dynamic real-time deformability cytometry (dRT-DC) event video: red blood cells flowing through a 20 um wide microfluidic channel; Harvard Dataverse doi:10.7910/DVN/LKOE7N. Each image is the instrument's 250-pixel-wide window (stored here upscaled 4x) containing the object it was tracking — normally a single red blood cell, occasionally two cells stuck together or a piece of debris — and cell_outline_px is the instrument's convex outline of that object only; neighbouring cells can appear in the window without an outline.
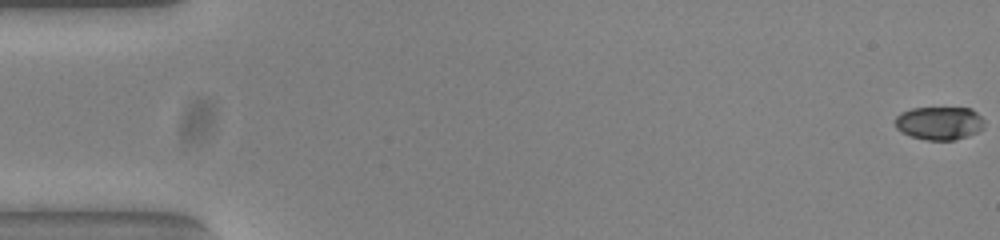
{"species": "common noctule bat (a hibernating species)", "species_latin": "Nyctalus noctula", "temperature_condition": "warm", "stored_images_in_passage": 51, "camera_frame_rate_fps": 3000, "um_per_image_px": 0.085, "animal": {"sex": "female", "body_mass_g": 23.0, "forearm_length_mm": 53.4}, "frame": {"image": 1, "passage_image": 1, "time_ms": 0.0, "image_size_px": [1000, 240], "cell_outline_px": [[984, 128], [968, 136], [952, 140], [924, 140], [912, 136], [896, 128], [896, 116], [900, 112], [912, 108], [972, 108], [984, 120]], "centroid_in_image_um": [79.86, 10.46], "position_along_channel_um": 5.1, "area_um2": 17.22}}
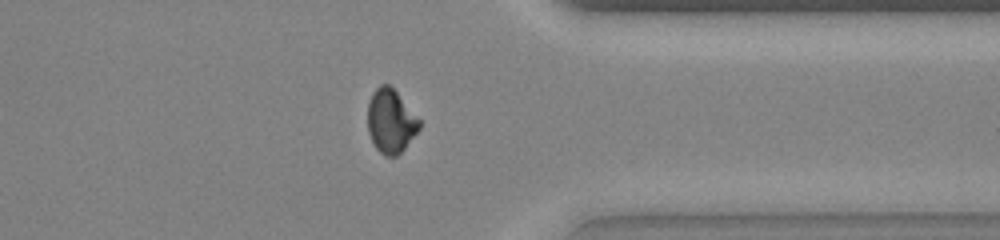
{"frame": {"image": 2, "passage_image": 43, "time_ms": 14.0, "image_size_px": [1000, 240], "cell_outline_px": [[420, 128], [404, 148], [396, 156], [388, 156], [380, 152], [376, 148], [368, 132], [368, 100], [372, 92], [380, 84], [388, 84], [396, 92], [420, 120]], "centroid_in_image_um": [33.19, 10.28], "position_along_channel_um": 378.2, "area_um2": 18.9}}
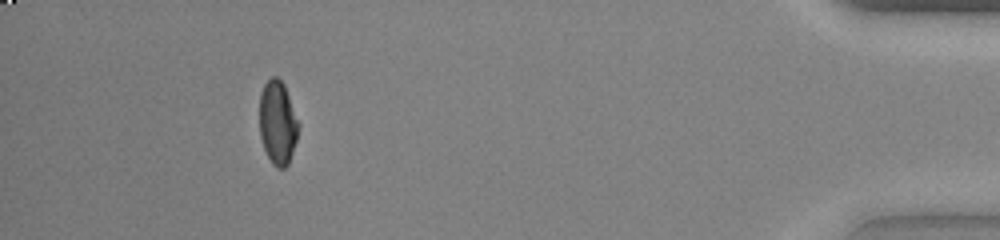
{"frame": {"image": 3, "passage_image": 50, "time_ms": 16.333, "image_size_px": [1000, 240], "cell_outline_px": [[300, 124], [296, 140], [288, 164], [284, 168], [276, 168], [272, 164], [264, 148], [260, 136], [260, 92], [264, 84], [272, 76], [276, 76], [284, 84]], "centroid_in_image_um": [23.6, 10.42], "position_along_channel_um": 411.6, "area_um2": 19.02}}